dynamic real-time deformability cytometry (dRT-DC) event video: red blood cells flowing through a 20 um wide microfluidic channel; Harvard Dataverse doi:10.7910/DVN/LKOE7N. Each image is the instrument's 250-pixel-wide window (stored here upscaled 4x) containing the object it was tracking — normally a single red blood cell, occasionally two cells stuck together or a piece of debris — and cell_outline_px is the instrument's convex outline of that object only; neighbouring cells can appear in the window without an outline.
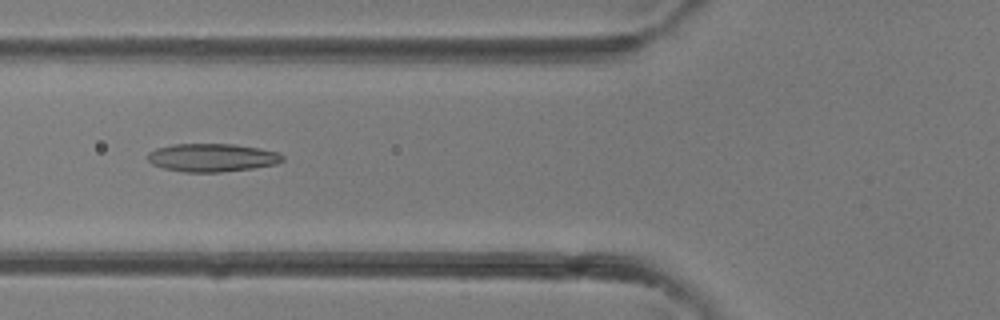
{"species": "common noctule bat (a hibernating species)", "species_latin": "Nyctalus noctula", "temperature_condition": "room temperature", "stored_images_in_passage": 33, "camera_frame_rate_fps": 3000, "um_per_image_px": 0.085, "animal": {"sex": "female"}, "frame": {"image": 1, "passage_image": 11, "time_ms": 3.333, "image_size_px": [1000, 320], "cell_outline_px": [[284, 160], [276, 164], [252, 168], [220, 172], [184, 172], [164, 168], [152, 164], [148, 160], [148, 152], [156, 148], [172, 144], [232, 144], [260, 148], [276, 152], [284, 156]], "centroid_in_image_um": [18.01, 13.39], "position_along_channel_um": 107.8, "area_um2": 22.08}}
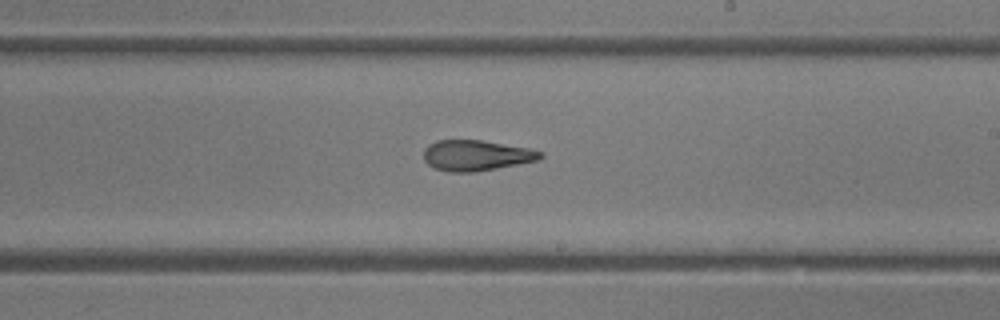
{"frame": {"image": 2, "passage_image": 19, "time_ms": 6.0, "image_size_px": [1000, 320], "cell_outline_px": [[544, 156], [540, 160], [476, 172], [448, 172], [436, 168], [428, 164], [424, 160], [424, 148], [428, 144], [436, 140], [480, 140], [532, 148], [544, 152]], "centroid_in_image_um": [40.52, 13.21], "position_along_channel_um": 248.5, "area_um2": 21.1}}
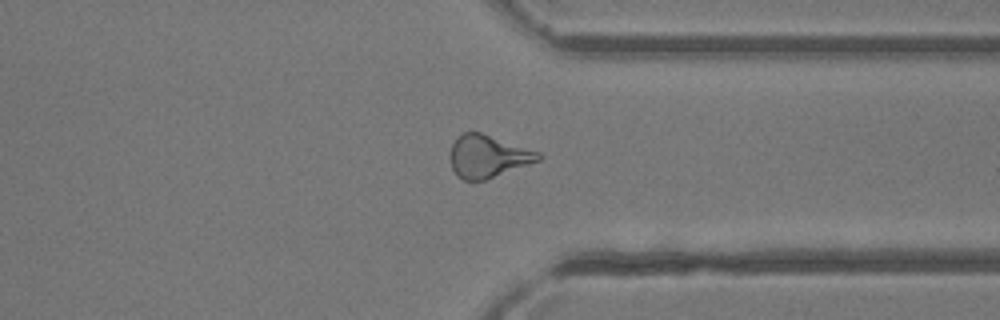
{"frame": {"image": 3, "passage_image": 26, "time_ms": 8.333, "image_size_px": [1000, 320], "cell_outline_px": [[544, 156], [540, 160], [484, 180], [464, 180], [456, 176], [452, 168], [448, 156], [452, 144], [464, 132], [480, 132], [540, 152]], "centroid_in_image_um": [41.45, 13.29], "position_along_channel_um": 370.0, "area_um2": 21.73}}